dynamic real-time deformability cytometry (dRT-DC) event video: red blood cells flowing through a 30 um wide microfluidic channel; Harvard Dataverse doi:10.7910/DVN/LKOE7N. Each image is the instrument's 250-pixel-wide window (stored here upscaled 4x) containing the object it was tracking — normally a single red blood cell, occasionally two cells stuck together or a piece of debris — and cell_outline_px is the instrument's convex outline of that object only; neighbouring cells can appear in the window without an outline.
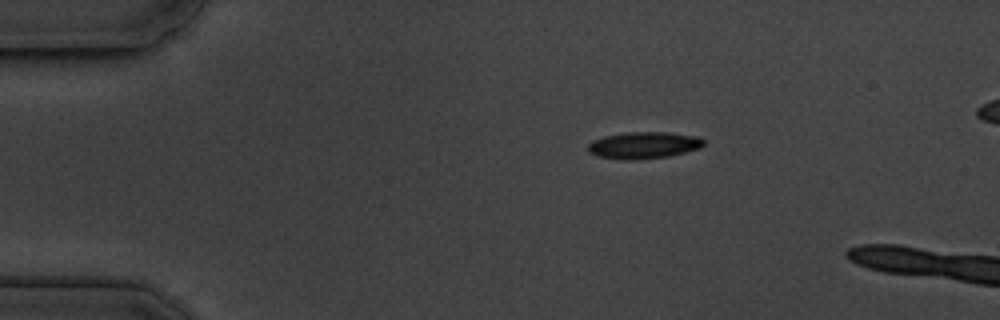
{"species": "common noctule bat (a hibernating species)", "species_latin": "Nyctalus noctula", "temperature_condition": "cold", "stored_images_in_passage": 2, "segment_of_instrument_passage": [2, 2], "camera_frame_rate_fps": 3000, "um_per_image_px": 0.085, "animal": {"sex": "male", "body_mass_g": 19.5, "forearm_length_mm": 54.6}, "frame": {"image": 1, "passage_image": 2, "time_ms": 0.333, "image_size_px": [1000, 320], "cell_outline_px": [[964, 276], [952, 276], [908, 272], [880, 268], [868, 264], [888, 248], [900, 248], [920, 252], [952, 260]], "centroid_in_image_um": [77.81, 22.33], "position_along_channel_um": 7.2, "area_um2": 11.68}}